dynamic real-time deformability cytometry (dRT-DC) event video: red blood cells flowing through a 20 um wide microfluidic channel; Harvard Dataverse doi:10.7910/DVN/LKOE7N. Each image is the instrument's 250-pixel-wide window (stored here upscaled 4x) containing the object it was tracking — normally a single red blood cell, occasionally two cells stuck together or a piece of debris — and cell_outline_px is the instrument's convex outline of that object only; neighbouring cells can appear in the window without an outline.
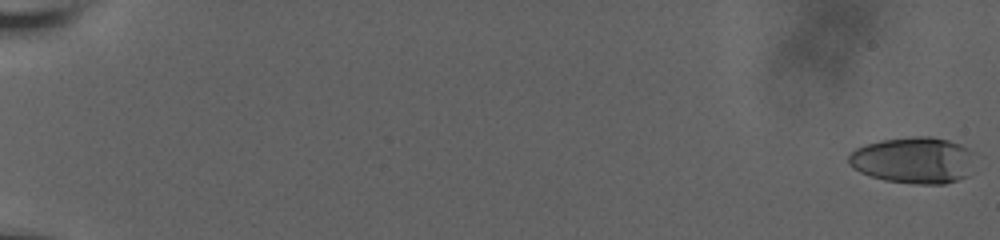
{"species": "human", "species_latin": "Homo sapiens", "temperature_condition": "room temperature", "stored_images_in_passage": 61, "camera_frame_rate_fps": 3000, "um_per_image_px": 0.085, "donor": {"sex": "male"}, "frame": {"image": 1, "passage_image": 1, "time_ms": 0.0, "image_size_px": [1000, 240], "cell_outline_px": [[976, 152], [968, 176], [944, 184], [916, 184], [884, 180], [860, 172], [852, 168], [848, 164], [848, 156], [856, 148], [864, 144], [880, 140], [916, 136], [928, 136], [948, 140], [960, 144]], "centroid_in_image_um": [77.66, 13.61], "position_along_channel_um": 7.3, "area_um2": 34.45}}
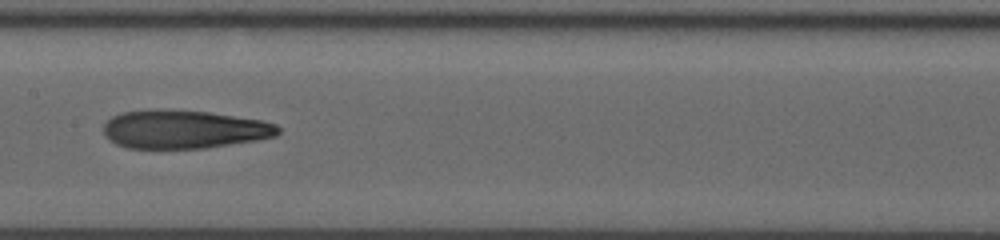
{"frame": {"image": 2, "passage_image": 35, "time_ms": 11.333, "image_size_px": [1000, 240], "cell_outline_px": [[280, 132], [276, 136], [256, 140], [204, 148], [128, 148], [116, 144], [108, 140], [104, 132], [104, 124], [112, 116], [120, 112], [148, 108], [160, 108], [208, 112], [260, 120], [276, 124], [280, 128]], "centroid_in_image_um": [15.59, 10.97], "position_along_channel_um": 191.8, "area_um2": 39.36}}
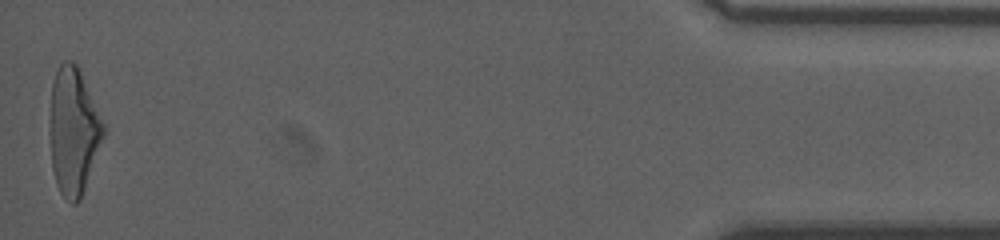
{"frame": {"image": 3, "passage_image": 61, "time_ms": 20.0, "image_size_px": [1000, 240], "cell_outline_px": [[104, 136], [80, 200], [76, 204], [72, 204], [60, 192], [56, 184], [52, 168], [48, 132], [52, 84], [56, 72], [60, 64], [64, 60], [72, 60], [80, 68], [104, 124]], "centroid_in_image_um": [6.21, 11.12], "position_along_channel_um": 429.0, "area_um2": 39.94}, "authors_computed_cell_mechanics": {"area_um2": 38.2058, "velocity_mm_per_s": 3.6746, "shape_relaxation_time_tau1_ms": null, "shape_relaxation_time_tau2_ms": 2.1754, "deformation_change_tau1": null, "deformation_change_tau2": 0.1298}}